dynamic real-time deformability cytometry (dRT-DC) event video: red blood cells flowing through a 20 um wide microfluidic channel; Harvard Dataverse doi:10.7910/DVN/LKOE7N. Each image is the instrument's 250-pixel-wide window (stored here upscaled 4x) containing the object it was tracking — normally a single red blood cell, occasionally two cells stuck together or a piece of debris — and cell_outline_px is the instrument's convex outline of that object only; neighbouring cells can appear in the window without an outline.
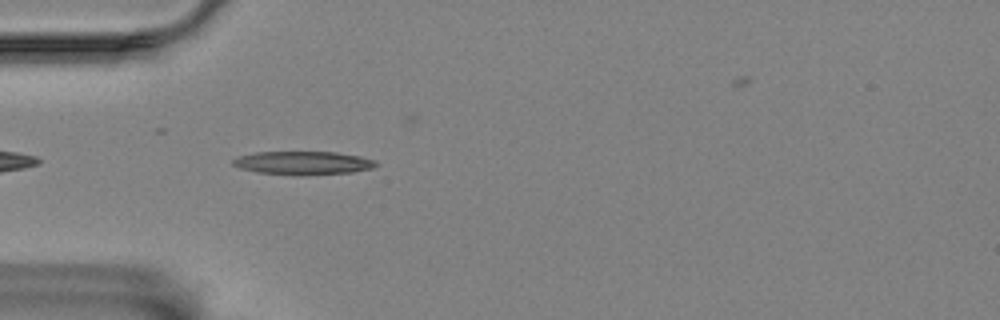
{"species": "Egyptian fruit bat (a non-hibernating species)", "species_latin": "Rousettus aegyptiacus", "temperature_condition": "room temperature", "stored_images_in_passage": 43, "camera_frame_rate_fps": 3000, "um_per_image_px": 0.085, "animal": {"sex": "female"}, "frame": {"image": 1, "passage_image": 3, "time_ms": 0.667, "image_size_px": [1000, 320], "cell_outline_px": [[376, 164], [372, 168], [352, 172], [256, 172], [240, 168], [232, 164], [232, 160], [240, 156], [256, 152], [336, 152], [360, 156], [376, 160]], "centroid_in_image_um": [25.76, 13.79], "position_along_channel_um": 59.2, "area_um2": 18.15}}
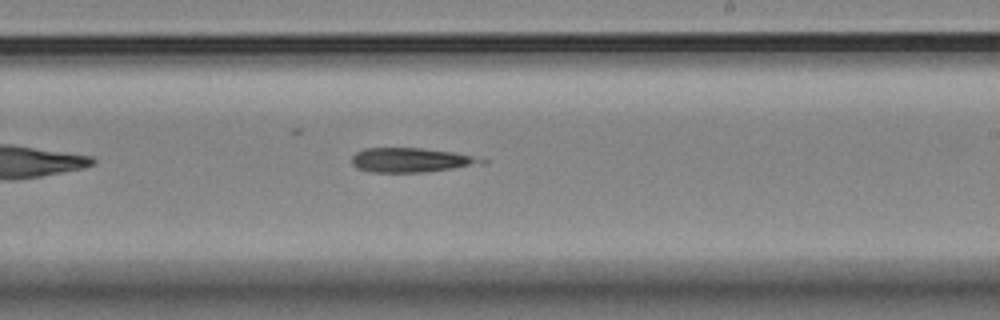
{"frame": {"image": 2, "passage_image": 20, "time_ms": 6.333, "image_size_px": [1000, 320], "cell_outline_px": [[488, 160], [484, 164], [424, 172], [372, 172], [356, 168], [352, 164], [352, 156], [356, 152], [364, 148], [420, 148], [452, 152], [472, 156]], "centroid_in_image_um": [34.92, 13.61], "position_along_channel_um": 254.1, "area_um2": 18.38}}
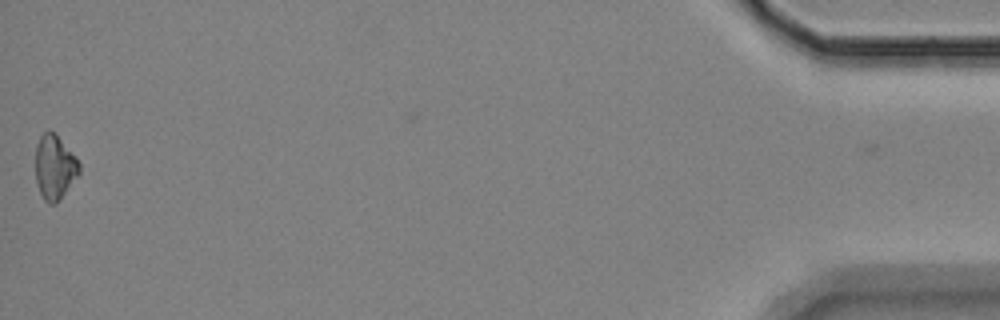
{"frame": {"image": 3, "passage_image": 43, "time_ms": 14.0, "image_size_px": [1000, 320], "cell_outline_px": [[80, 172], [56, 204], [48, 204], [44, 200], [36, 184], [36, 144], [40, 136], [48, 128], [60, 140], [80, 164]], "centroid_in_image_um": [4.61, 14.24], "position_along_channel_um": 430.6, "area_um2": 16.07}}